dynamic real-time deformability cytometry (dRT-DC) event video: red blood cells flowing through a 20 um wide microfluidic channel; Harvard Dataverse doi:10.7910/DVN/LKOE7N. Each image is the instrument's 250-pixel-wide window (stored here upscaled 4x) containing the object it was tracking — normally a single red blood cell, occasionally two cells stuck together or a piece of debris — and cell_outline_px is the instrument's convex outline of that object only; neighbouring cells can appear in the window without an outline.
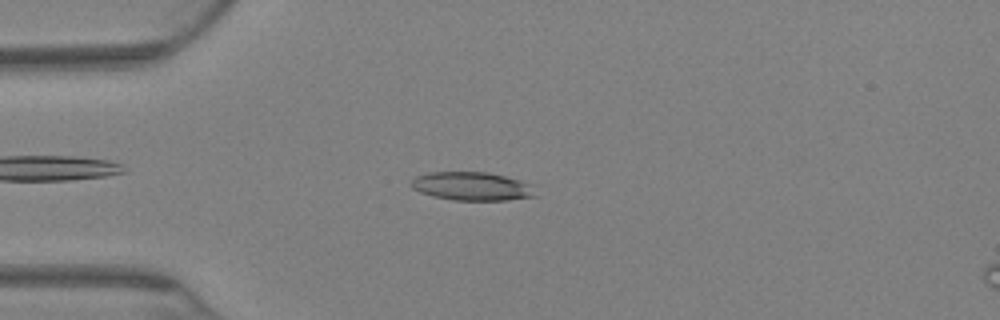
{"species": "Egyptian fruit bat (a non-hibernating species)", "species_latin": "Rousettus aegyptiacus", "temperature_condition": "warm", "stored_images_in_passage": 64, "camera_frame_rate_fps": 3000, "um_per_image_px": 0.085, "animal": {"sex": "female"}, "frame": {"image": 1, "passage_image": 10, "time_ms": 3.0, "image_size_px": [1000, 320], "cell_outline_px": [[536, 196], [508, 200], [452, 200], [432, 196], [420, 192], [412, 188], [408, 184], [416, 176], [428, 172], [488, 172], [536, 184]], "centroid_in_image_um": [40.15, 15.83], "position_along_channel_um": 44.9, "area_um2": 20.98}}
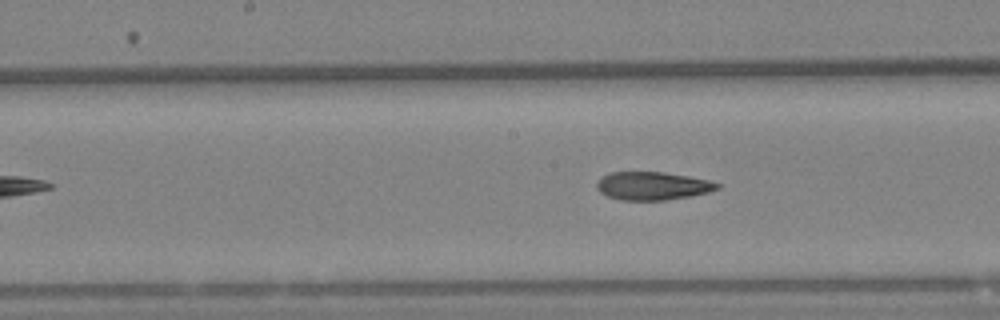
{"frame": {"image": 2, "passage_image": 28, "time_ms": 9.0, "image_size_px": [1000, 320], "cell_outline_px": [[720, 188], [708, 192], [688, 196], [664, 200], [620, 200], [608, 196], [600, 192], [596, 188], [596, 184], [600, 176], [612, 172], [664, 172], [688, 176], [708, 180], [720, 184]], "centroid_in_image_um": [55.43, 15.79], "position_along_channel_um": 192.8, "area_um2": 19.71}}
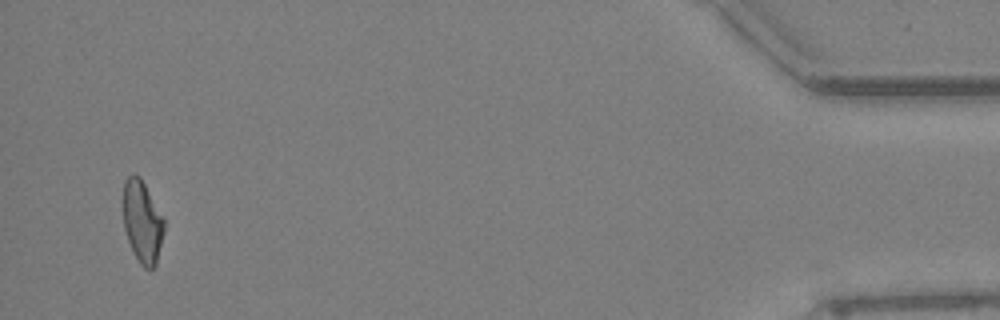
{"frame": {"image": 3, "passage_image": 61, "time_ms": 20.0, "image_size_px": [1000, 320], "cell_outline_px": [[164, 232], [156, 264], [152, 268], [144, 268], [140, 264], [128, 240], [124, 228], [120, 200], [124, 180], [132, 172], [140, 176], [164, 216]], "centroid_in_image_um": [12.06, 18.75], "position_along_channel_um": 423.1, "area_um2": 20.29}, "authors_computed_cell_mechanics": {"area_um2": 20.4901, "velocity_mm_per_s": 2.8352, "shape_relaxation_time_tau1_ms": null, "shape_relaxation_time_tau2_ms": 2.6774, "deformation_change_tau1": null, "deformation_change_tau2": 0.1053}}